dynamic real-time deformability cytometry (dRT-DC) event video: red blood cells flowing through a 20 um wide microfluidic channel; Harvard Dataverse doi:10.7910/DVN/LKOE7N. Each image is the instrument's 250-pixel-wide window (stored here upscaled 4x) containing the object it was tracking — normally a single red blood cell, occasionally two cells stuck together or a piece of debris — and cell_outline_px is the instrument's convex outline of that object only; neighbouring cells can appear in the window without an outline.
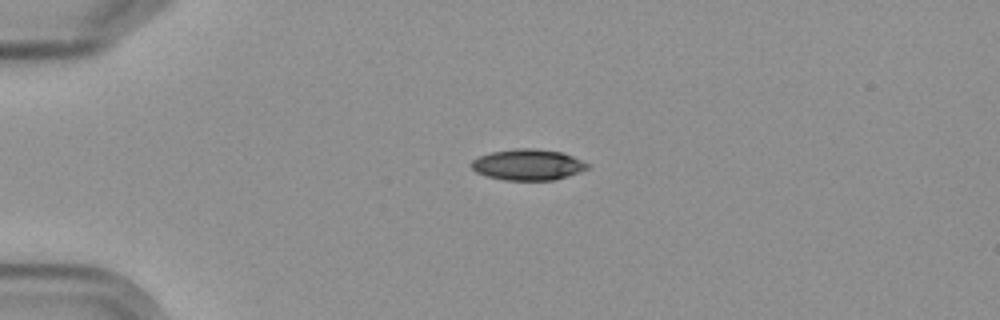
{"species": "Egyptian fruit bat (a non-hibernating species)", "species_latin": "Rousettus aegyptiacus", "temperature_condition": "cold", "stored_images_in_passage": 2, "camera_frame_rate_fps": 3000, "um_per_image_px": 0.085, "frame": {"image": 1, "passage_image": 1, "time_ms": 0.0, "image_size_px": [1000, 320], "cell_outline_px": [[588, 168], [580, 172], [552, 180], [504, 180], [488, 176], [476, 172], [468, 164], [476, 156], [492, 152], [516, 148], [536, 148], [560, 152], [572, 156], [588, 164]], "centroid_in_image_um": [44.81, 13.99], "position_along_channel_um": 40.2, "area_um2": 20.92}}